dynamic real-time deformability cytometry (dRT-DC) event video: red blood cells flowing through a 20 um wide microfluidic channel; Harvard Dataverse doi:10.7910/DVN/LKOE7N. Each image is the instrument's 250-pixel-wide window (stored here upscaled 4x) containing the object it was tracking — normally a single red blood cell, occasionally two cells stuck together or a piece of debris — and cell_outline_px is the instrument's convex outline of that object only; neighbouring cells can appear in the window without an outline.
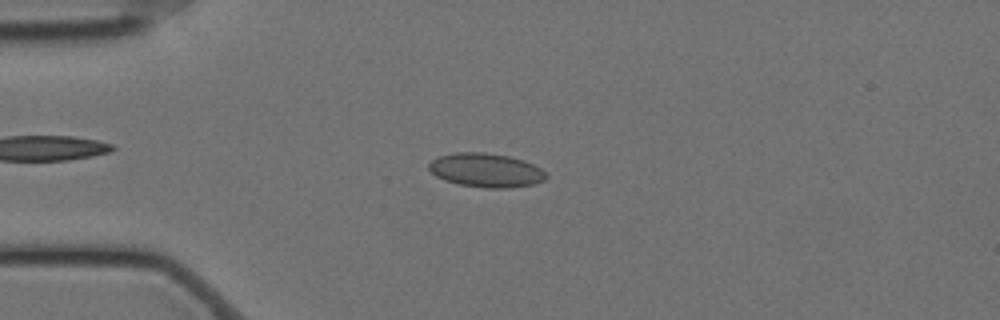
{"species": "Egyptian fruit bat (a non-hibernating species)", "species_latin": "Rousettus aegyptiacus", "temperature_condition": "cold", "stored_images_in_passage": 57, "camera_frame_rate_fps": 3000, "um_per_image_px": 0.085, "animal": {"sex": "female"}, "frame": {"image": 1, "passage_image": 14, "time_ms": 4.333, "image_size_px": [1000, 320], "cell_outline_px": [[548, 176], [544, 180], [536, 184], [508, 188], [484, 188], [460, 184], [444, 180], [436, 176], [428, 168], [428, 164], [432, 160], [440, 156], [456, 152], [484, 152], [508, 156], [524, 160], [540, 168]], "centroid_in_image_um": [41.32, 14.47], "position_along_channel_um": 43.7, "area_um2": 23.18}}
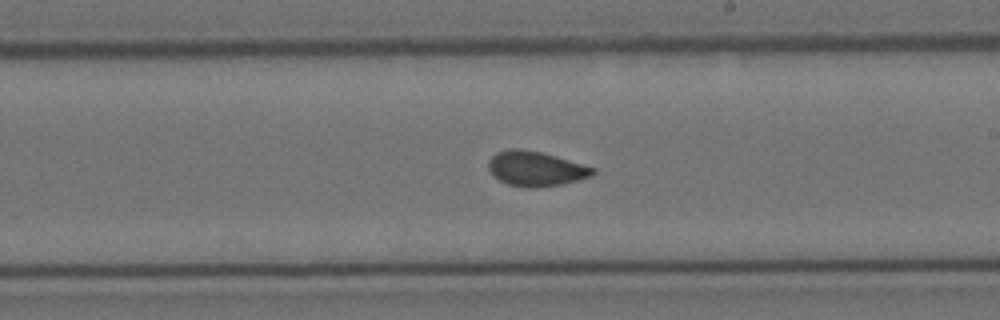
{"frame": {"image": 2, "passage_image": 33, "time_ms": 10.667, "image_size_px": [1000, 320], "cell_outline_px": [[596, 172], [592, 176], [580, 180], [560, 184], [536, 188], [524, 188], [508, 184], [500, 180], [488, 168], [488, 160], [496, 152], [512, 148], [520, 148], [540, 152], [556, 156], [596, 168]], "centroid_in_image_um": [45.56, 14.34], "position_along_channel_um": 243.4, "area_um2": 21.21}}
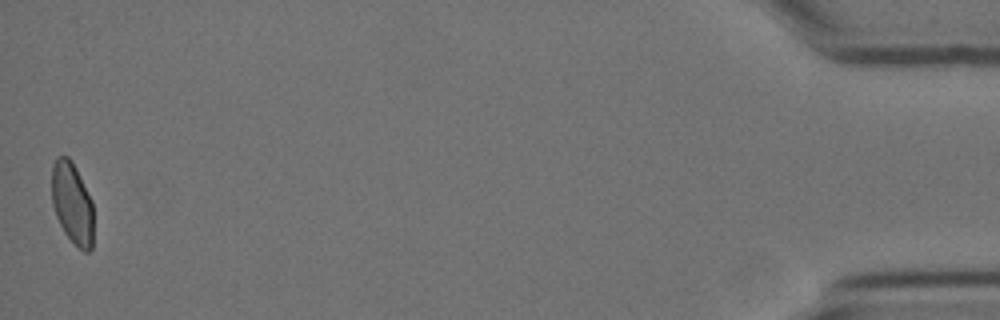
{"frame": {"image": 3, "passage_image": 57, "time_ms": 18.667, "image_size_px": [1000, 320], "cell_outline_px": [[92, 248], [88, 252], [84, 252], [64, 232], [56, 216], [52, 204], [52, 164], [56, 156], [68, 156], [72, 160], [92, 200]], "centroid_in_image_um": [6.12, 17.23], "position_along_channel_um": 429.1, "area_um2": 19.77}}